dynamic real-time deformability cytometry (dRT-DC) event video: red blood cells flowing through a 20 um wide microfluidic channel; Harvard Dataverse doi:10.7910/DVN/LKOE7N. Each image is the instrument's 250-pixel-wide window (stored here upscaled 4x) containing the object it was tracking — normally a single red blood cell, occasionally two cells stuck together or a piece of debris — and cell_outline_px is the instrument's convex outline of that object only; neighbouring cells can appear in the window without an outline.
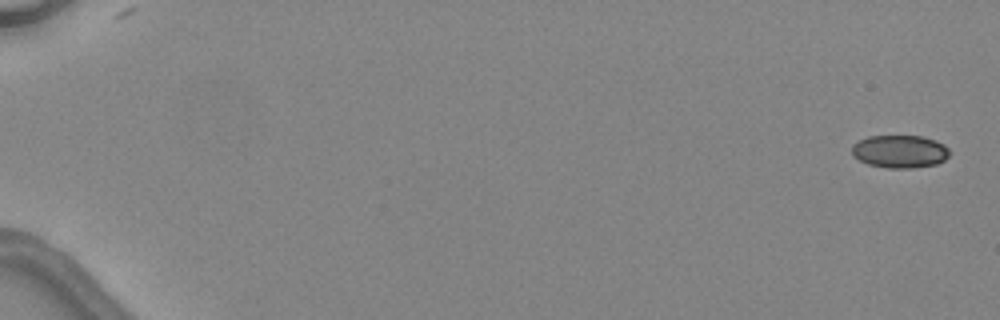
{"species": "common noctule bat (a hibernating species)", "species_latin": "Nyctalus noctula", "temperature_condition": "warm", "stored_images_in_passage": 6, "camera_frame_rate_fps": 3000, "um_per_image_px": 0.085, "animal": {"sex": "female", "body_mass_g": 24.6, "forearm_length_mm": 56.2}, "frame": {"image": 1, "passage_image": 1, "time_ms": 0.0, "image_size_px": [1000, 320], "cell_outline_px": [[948, 156], [944, 160], [936, 164], [912, 168], [888, 168], [868, 164], [852, 156], [852, 144], [868, 136], [924, 136], [936, 140], [944, 144], [948, 148]], "centroid_in_image_um": [76.48, 12.87], "position_along_channel_um": 8.5, "area_um2": 18.73}}
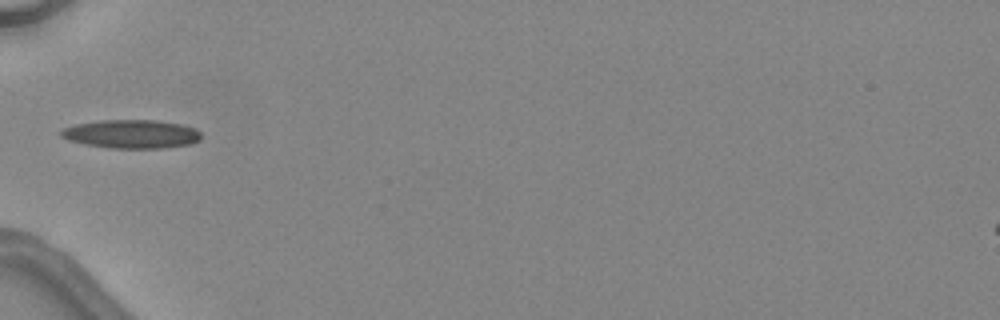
{"frame": {"image": 2, "passage_image": 5, "time_ms": 6.0, "image_size_px": [1000, 320], "cell_outline_px": [[200, 140], [192, 144], [164, 148], [112, 148], [84, 144], [68, 140], [60, 136], [60, 132], [64, 128], [76, 124], [100, 120], [156, 120], [180, 124], [196, 128], [200, 132]], "centroid_in_image_um": [11.19, 11.39], "position_along_channel_um": 73.8, "area_um2": 23.41}}